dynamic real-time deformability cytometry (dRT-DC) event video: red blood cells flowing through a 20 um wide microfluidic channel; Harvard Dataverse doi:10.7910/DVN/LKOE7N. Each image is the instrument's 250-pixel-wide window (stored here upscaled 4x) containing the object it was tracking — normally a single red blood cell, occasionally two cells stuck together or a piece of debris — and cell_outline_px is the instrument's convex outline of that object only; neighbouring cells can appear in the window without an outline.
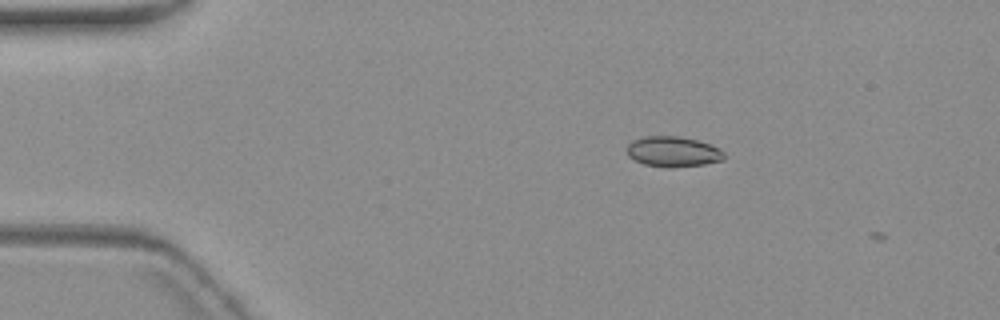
{"species": "common noctule bat (a hibernating species)", "species_latin": "Nyctalus noctula", "temperature_condition": "warm", "stored_images_in_passage": 2, "camera_frame_rate_fps": 3000, "um_per_image_px": 0.085, "animal": {"sex": "female", "body_mass_g": 19.3, "forearm_length_mm": 54.1}, "frame": {"image": 1, "passage_image": 1, "time_ms": 0.0, "image_size_px": [1000, 320], "cell_outline_px": [[724, 160], [704, 164], [672, 168], [664, 168], [644, 164], [628, 156], [624, 148], [632, 140], [644, 136], [676, 136], [696, 140], [720, 148], [724, 152]], "centroid_in_image_um": [57.17, 12.9], "position_along_channel_um": 27.8, "area_um2": 17.4}}